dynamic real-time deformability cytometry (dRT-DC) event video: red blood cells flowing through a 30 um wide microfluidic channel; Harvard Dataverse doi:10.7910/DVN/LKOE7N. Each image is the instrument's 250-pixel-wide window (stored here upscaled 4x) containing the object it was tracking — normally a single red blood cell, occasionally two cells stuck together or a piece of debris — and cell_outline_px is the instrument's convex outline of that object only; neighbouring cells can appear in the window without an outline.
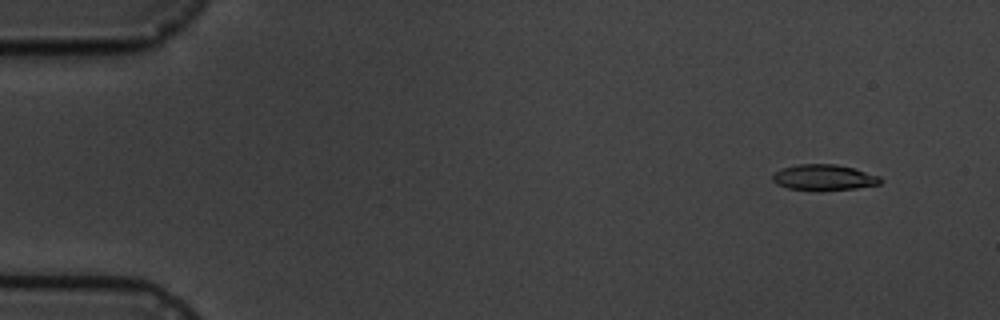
{"species": "common noctule bat (a hibernating species)", "species_latin": "Nyctalus noctula", "temperature_condition": "cold", "stored_images_in_passage": 7, "camera_frame_rate_fps": 3000, "um_per_image_px": 0.085, "animal": {"sex": "male", "body_mass_g": 19.5, "forearm_length_mm": 54.6}, "frame": {"image": 1, "passage_image": 1, "time_ms": 0.0, "image_size_px": [1000, 320], "cell_outline_px": [[884, 180], [880, 184], [856, 188], [788, 188], [776, 184], [772, 180], [772, 176], [776, 172], [784, 168], [796, 164], [836, 164], [852, 168], [880, 176]], "centroid_in_image_um": [70.06, 15.04], "position_along_channel_um": 14.9, "area_um2": 15.49}}
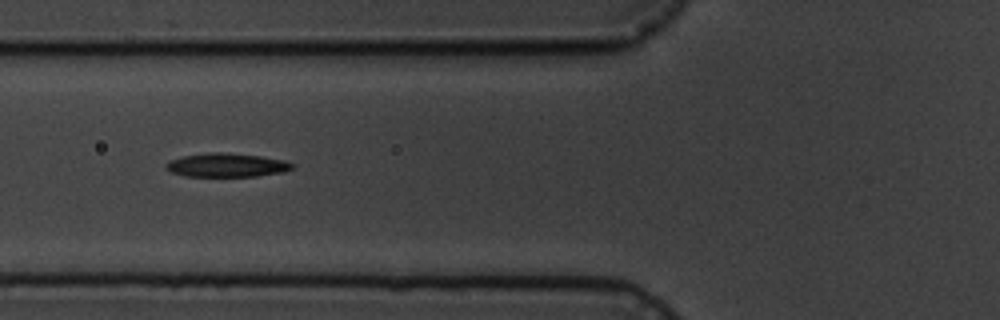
{"frame": {"image": 2, "passage_image": 6, "time_ms": 5.667, "image_size_px": [1000, 320], "cell_outline_px": [[292, 168], [284, 172], [256, 176], [184, 176], [172, 172], [164, 168], [164, 164], [168, 160], [184, 156], [208, 152], [224, 152], [260, 156], [284, 160], [292, 164]], "centroid_in_image_um": [19.21, 14.03], "position_along_channel_um": 106.6, "area_um2": 17.46}}
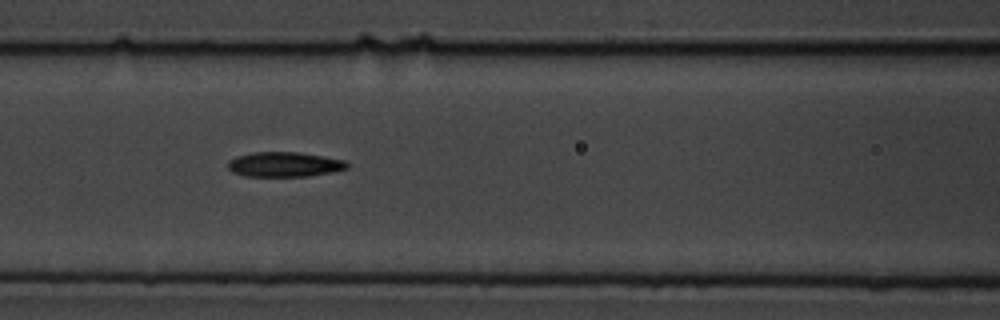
{"frame": {"image": 3, "passage_image": 7, "time_ms": 6.667, "image_size_px": [1000, 320], "cell_outline_px": [[348, 168], [332, 172], [308, 176], [244, 176], [232, 172], [228, 168], [228, 160], [236, 156], [252, 152], [296, 152], [324, 156], [348, 160]], "centroid_in_image_um": [24.18, 13.97], "position_along_channel_um": 142.4, "area_um2": 17.4}}